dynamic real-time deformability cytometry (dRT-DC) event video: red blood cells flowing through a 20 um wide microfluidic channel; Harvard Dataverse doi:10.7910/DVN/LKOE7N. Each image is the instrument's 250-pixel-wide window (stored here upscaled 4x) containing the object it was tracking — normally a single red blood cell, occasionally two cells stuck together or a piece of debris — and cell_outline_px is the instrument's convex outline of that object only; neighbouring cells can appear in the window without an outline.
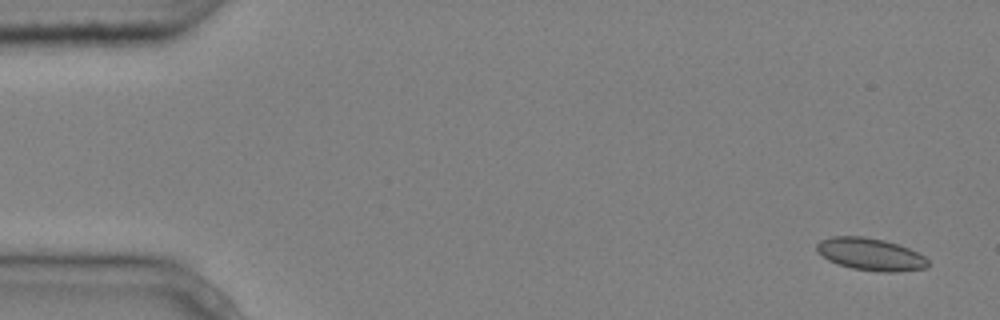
{"species": "common noctule bat (a hibernating species)", "species_latin": "Nyctalus noctula", "temperature_condition": "cold", "stored_images_in_passage": 4, "camera_frame_rate_fps": 3000, "um_per_image_px": 0.085, "animal": {"sex": "male", "body_mass_g": 20.4}, "frame": {"image": 1, "passage_image": 1, "time_ms": 0.0, "image_size_px": [1000, 320], "cell_outline_px": [[928, 268], [900, 272], [880, 272], [852, 268], [836, 264], [828, 260], [816, 252], [816, 244], [820, 240], [832, 236], [864, 236], [884, 240], [900, 244], [924, 256], [928, 260]], "centroid_in_image_um": [73.98, 21.61], "position_along_channel_um": 11.0, "area_um2": 21.27}}